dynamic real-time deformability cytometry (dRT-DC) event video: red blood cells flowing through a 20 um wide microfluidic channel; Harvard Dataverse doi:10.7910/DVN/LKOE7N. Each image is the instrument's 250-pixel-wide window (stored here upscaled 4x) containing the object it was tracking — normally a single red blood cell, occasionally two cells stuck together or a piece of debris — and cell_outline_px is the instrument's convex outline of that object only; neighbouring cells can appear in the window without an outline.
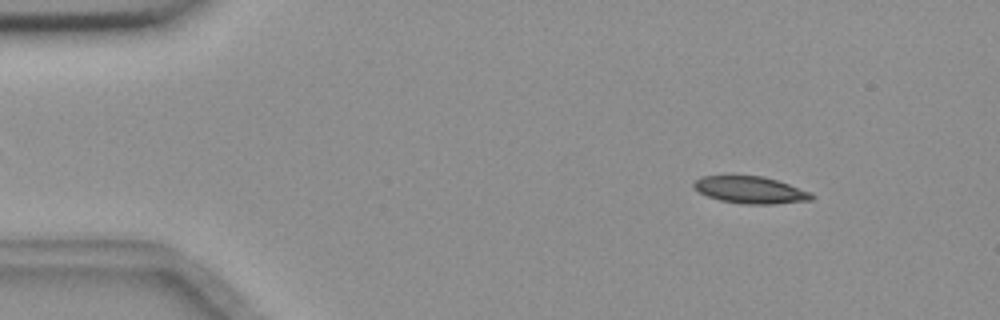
{"species": "common noctule bat (a hibernating species)", "species_latin": "Nyctalus noctula", "temperature_condition": "room temperature", "stored_images_in_passage": 9, "camera_frame_rate_fps": 3000, "um_per_image_px": 0.085, "animal": {"sex": "female", "body_mass_g": 18.4}, "frame": {"image": 1, "passage_image": 1, "time_ms": 0.0, "image_size_px": [1000, 320], "cell_outline_px": [[816, 196], [812, 200], [776, 204], [740, 204], [720, 200], [708, 196], [700, 192], [692, 184], [700, 176], [732, 172], [764, 176], [812, 192]], "centroid_in_image_um": [63.76, 16.09], "position_along_channel_um": 21.2, "area_um2": 19.48}}
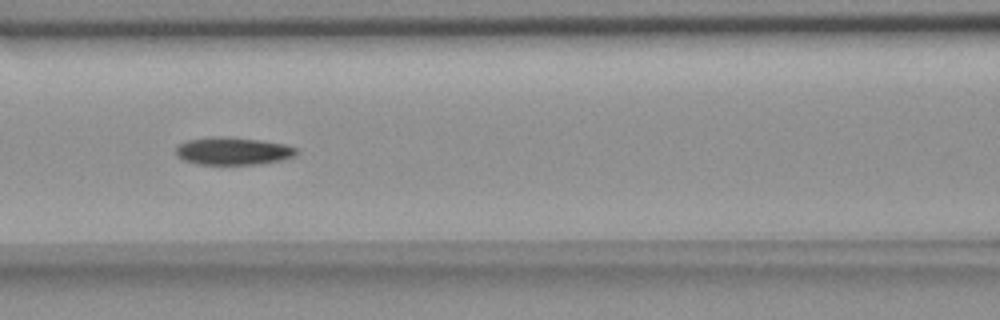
{"frame": {"image": 2, "passage_image": 6, "time_ms": 1.667, "image_size_px": [1000, 320], "cell_outline_px": [[300, 152], [296, 156], [284, 160], [260, 164], [196, 164], [184, 160], [176, 156], [176, 148], [180, 144], [188, 140], [212, 136], [224, 136], [260, 140], [284, 144], [296, 148]], "centroid_in_image_um": [19.84, 12.84], "position_along_channel_um": 146.8, "area_um2": 19.59}}
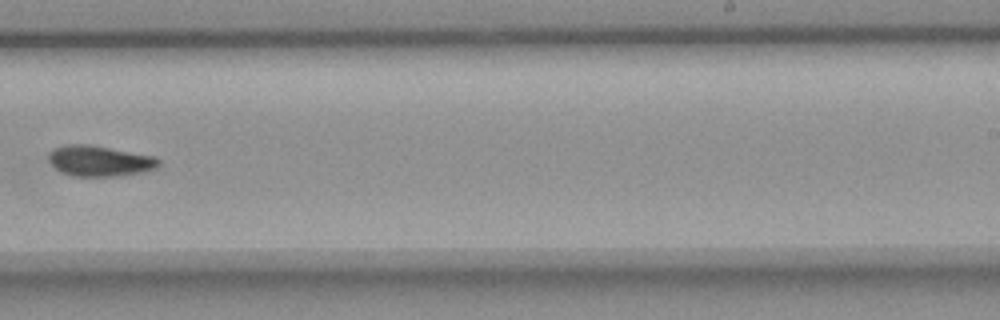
{"frame": {"image": 3, "passage_image": 9, "time_ms": 2.667, "image_size_px": [1000, 320], "cell_outline_px": [[160, 164], [156, 168], [140, 172], [120, 176], [72, 176], [60, 172], [48, 160], [48, 152], [52, 148], [64, 144], [88, 144], [156, 156], [160, 160]], "centroid_in_image_um": [8.44, 13.67], "position_along_channel_um": 280.6, "area_um2": 19.88}}